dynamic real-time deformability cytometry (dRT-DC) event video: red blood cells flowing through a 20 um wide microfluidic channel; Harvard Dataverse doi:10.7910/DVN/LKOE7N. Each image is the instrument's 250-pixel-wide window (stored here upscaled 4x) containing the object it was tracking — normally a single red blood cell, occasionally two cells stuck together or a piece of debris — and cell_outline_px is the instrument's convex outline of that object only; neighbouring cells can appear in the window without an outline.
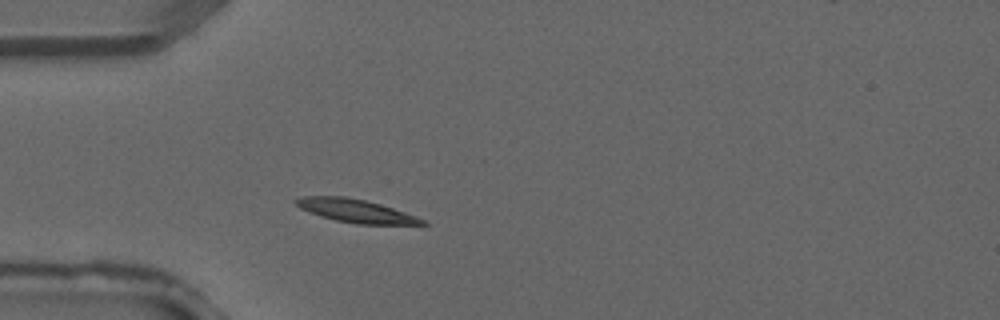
{"species": "common noctule bat (a hibernating species)", "species_latin": "Nyctalus noctula", "temperature_condition": "warm", "stored_images_in_passage": 2, "camera_frame_rate_fps": 3000, "um_per_image_px": 0.085, "animal": {"sex": "male", "forearm_length_mm": 52.5}, "frame": {"image": 1, "passage_image": 2, "time_ms": 0.333, "image_size_px": [1000, 320], "cell_outline_px": [[428, 224], [356, 224], [336, 220], [320, 216], [308, 212], [300, 208], [292, 200], [304, 196], [344, 196], [368, 200], [416, 216], [424, 220]], "centroid_in_image_um": [30.19, 17.91], "position_along_channel_um": 54.8, "area_um2": 16.99}}